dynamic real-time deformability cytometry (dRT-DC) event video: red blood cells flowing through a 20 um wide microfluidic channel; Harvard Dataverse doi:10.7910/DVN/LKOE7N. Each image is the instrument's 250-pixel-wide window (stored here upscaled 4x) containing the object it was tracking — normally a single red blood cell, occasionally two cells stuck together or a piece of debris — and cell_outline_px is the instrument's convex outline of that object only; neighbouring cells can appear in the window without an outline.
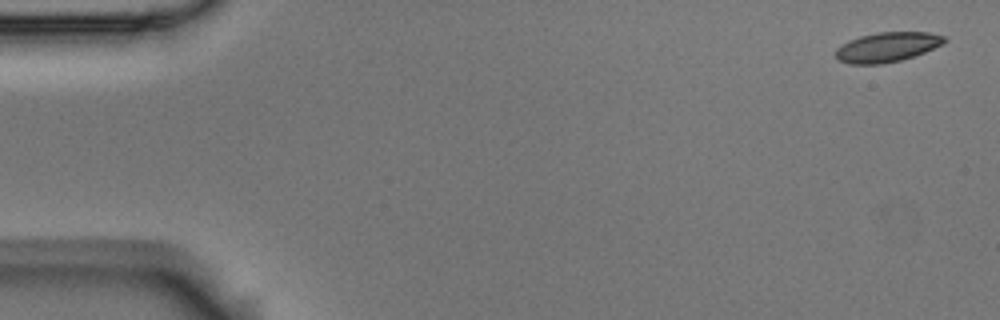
{"species": "Egyptian fruit bat (a non-hibernating species)", "species_latin": "Rousettus aegyptiacus", "temperature_condition": "room temperature", "stored_images_in_passage": 3, "camera_frame_rate_fps": 3000, "um_per_image_px": 0.085, "animal": {"sex": "male"}, "frame": {"image": 1, "passage_image": 3, "time_ms": 0.667, "image_size_px": [1000, 320], "cell_outline_px": [[948, 40], [924, 52], [900, 60], [880, 64], [848, 64], [840, 60], [836, 56], [836, 48], [848, 40], [860, 36], [876, 32], [928, 32], [944, 36]], "centroid_in_image_um": [75.37, 3.99], "position_along_channel_um": 9.6, "area_um2": 18.61}}